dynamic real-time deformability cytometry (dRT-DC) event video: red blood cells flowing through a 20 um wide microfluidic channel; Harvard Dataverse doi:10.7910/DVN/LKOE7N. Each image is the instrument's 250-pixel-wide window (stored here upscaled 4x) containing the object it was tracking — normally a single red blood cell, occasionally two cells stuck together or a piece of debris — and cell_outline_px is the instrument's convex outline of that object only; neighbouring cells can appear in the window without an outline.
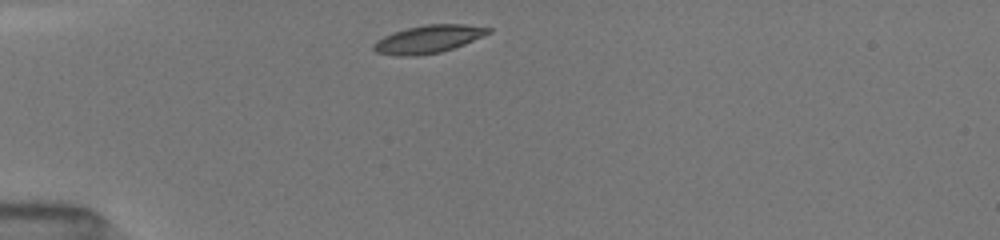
{"species": "common noctule bat (a hibernating species)", "species_latin": "Nyctalus noctula", "temperature_condition": "room temperature", "stored_images_in_passage": 38, "camera_frame_rate_fps": 3000, "um_per_image_px": 0.085, "animal": {"sex": "female", "body_mass_g": 19.5, "forearm_length_mm": 54.1}, "frame": {"image": 1, "passage_image": 1, "time_ms": 0.0, "image_size_px": [1000, 240], "cell_outline_px": [[492, 32], [464, 44], [440, 52], [416, 56], [396, 56], [376, 52], [372, 48], [372, 44], [376, 40], [384, 36], [408, 28], [428, 24], [464, 24], [492, 28]], "centroid_in_image_um": [36.4, 3.33], "position_along_channel_um": 48.6, "area_um2": 18.5}}
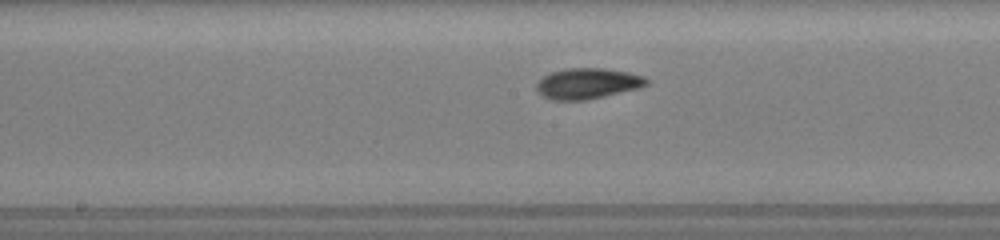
{"frame": {"image": 2, "passage_image": 14, "time_ms": 4.333, "image_size_px": [1000, 240], "cell_outline_px": [[648, 84], [640, 88], [588, 100], [552, 100], [536, 92], [536, 84], [544, 76], [552, 72], [568, 68], [604, 68], [628, 72], [644, 76], [648, 80]], "centroid_in_image_um": [49.96, 7.1], "position_along_channel_um": 198.2, "area_um2": 19.77}}
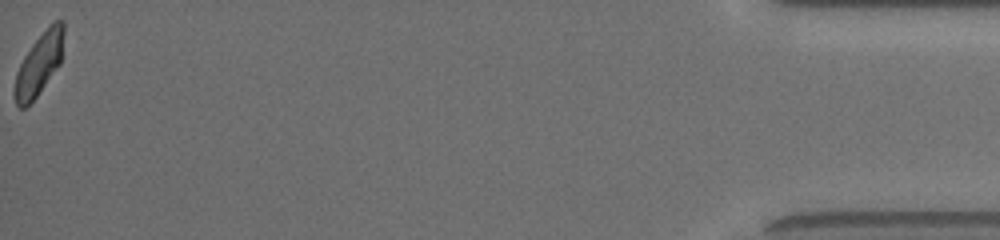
{"frame": {"image": 3, "passage_image": 38, "time_ms": 12.333, "image_size_px": [1000, 240], "cell_outline_px": [[64, 32], [60, 64], [36, 96], [24, 108], [20, 108], [16, 104], [12, 92], [12, 88], [16, 72], [24, 56], [32, 44], [56, 20], [60, 20], [64, 24]], "centroid_in_image_um": [3.28, 5.49], "position_along_channel_um": 431.9, "area_um2": 17.46}, "authors_computed_cell_mechanics": {"area_um2": 18.785, "velocity_mm_per_s": 4.0199, "shape_relaxation_time_tau1_ms": 2.5292, "shape_relaxation_time_tau2_ms": 1.3221, "deformation_change_tau1": 0.1207, "deformation_change_tau2": 0.0551}}